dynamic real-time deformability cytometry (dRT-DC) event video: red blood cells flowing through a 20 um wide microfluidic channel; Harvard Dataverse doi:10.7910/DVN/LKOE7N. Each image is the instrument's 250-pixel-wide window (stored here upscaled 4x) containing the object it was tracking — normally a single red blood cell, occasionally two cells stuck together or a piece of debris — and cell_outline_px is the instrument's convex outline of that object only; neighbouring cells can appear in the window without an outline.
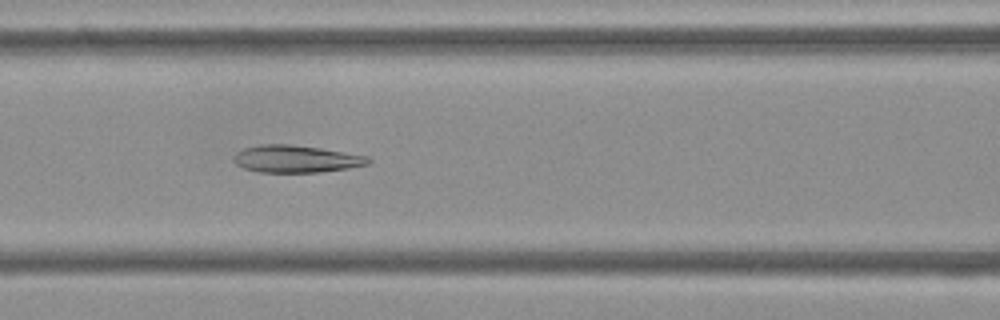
{"species": "Egyptian fruit bat (a non-hibernating species)", "species_latin": "Rousettus aegyptiacus", "temperature_condition": "cold", "stored_images_in_passage": 44, "camera_frame_rate_fps": 3000, "um_per_image_px": 0.085, "frame": {"image": 1, "passage_image": 13, "time_ms": 4.0, "image_size_px": [1000, 320], "cell_outline_px": [[372, 160], [368, 164], [348, 168], [320, 172], [256, 172], [244, 168], [236, 164], [232, 160], [236, 152], [244, 148], [260, 144], [288, 144], [320, 148], [368, 156]], "centroid_in_image_um": [25.14, 13.51], "position_along_channel_um": 141.5, "area_um2": 21.39}}
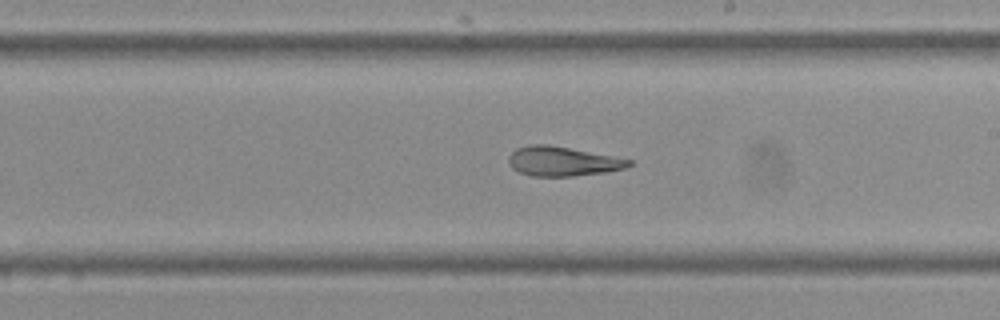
{"frame": {"image": 2, "passage_image": 21, "time_ms": 6.667, "image_size_px": [1000, 320], "cell_outline_px": [[632, 164], [628, 168], [608, 172], [572, 176], [532, 176], [520, 172], [512, 168], [508, 164], [508, 156], [516, 148], [532, 144], [548, 144], [612, 156], [632, 160]], "centroid_in_image_um": [47.82, 13.72], "position_along_channel_um": 241.2, "area_um2": 20.69}}
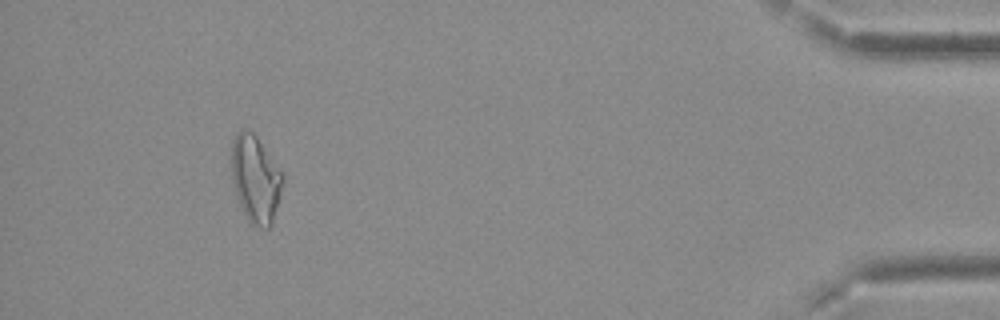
{"frame": {"image": 3, "passage_image": 40, "time_ms": 13.0, "image_size_px": [1000, 320], "cell_outline_px": [[284, 184], [272, 224], [268, 228], [260, 228], [252, 224], [248, 220], [236, 196], [232, 180], [232, 140], [236, 132], [244, 128], [252, 132], [256, 136], [284, 172]], "centroid_in_image_um": [21.75, 15.2], "position_along_channel_um": 413.5, "area_um2": 26.36}, "authors_computed_cell_mechanics": {"area_um2": 22.3397, "velocity_mm_per_s": 3.7356, "shape_relaxation_time_tau1_ms": null, "shape_relaxation_time_tau2_ms": 3.4718, "deformation_change_tau1": null, "deformation_change_tau2": 0.0988}}